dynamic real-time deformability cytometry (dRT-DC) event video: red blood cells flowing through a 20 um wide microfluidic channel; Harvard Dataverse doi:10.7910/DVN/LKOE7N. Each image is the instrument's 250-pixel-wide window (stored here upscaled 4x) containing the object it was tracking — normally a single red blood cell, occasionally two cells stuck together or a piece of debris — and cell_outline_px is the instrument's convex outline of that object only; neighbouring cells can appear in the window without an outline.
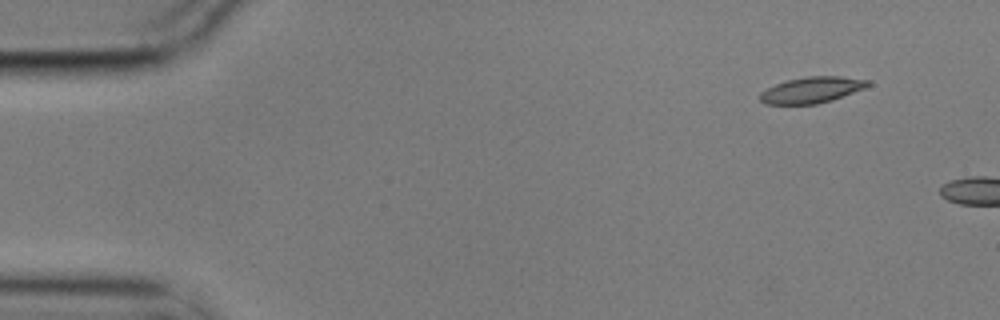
{"species": "common noctule bat (a hibernating species)", "species_latin": "Nyctalus noctula", "temperature_condition": "cold", "stored_images_in_passage": 4, "camera_frame_rate_fps": 3000, "um_per_image_px": 0.085, "animal": {"sex": "male", "body_mass_g": 17.9}, "frame": {"image": 1, "passage_image": 1, "time_ms": 0.0, "image_size_px": [1000, 320], "cell_outline_px": [[872, 84], [864, 88], [832, 100], [816, 104], [764, 104], [760, 100], [760, 92], [776, 84], [788, 80], [808, 76], [840, 76], [868, 80]], "centroid_in_image_um": [69.0, 7.64], "position_along_channel_um": 16.0, "area_um2": 16.24}}